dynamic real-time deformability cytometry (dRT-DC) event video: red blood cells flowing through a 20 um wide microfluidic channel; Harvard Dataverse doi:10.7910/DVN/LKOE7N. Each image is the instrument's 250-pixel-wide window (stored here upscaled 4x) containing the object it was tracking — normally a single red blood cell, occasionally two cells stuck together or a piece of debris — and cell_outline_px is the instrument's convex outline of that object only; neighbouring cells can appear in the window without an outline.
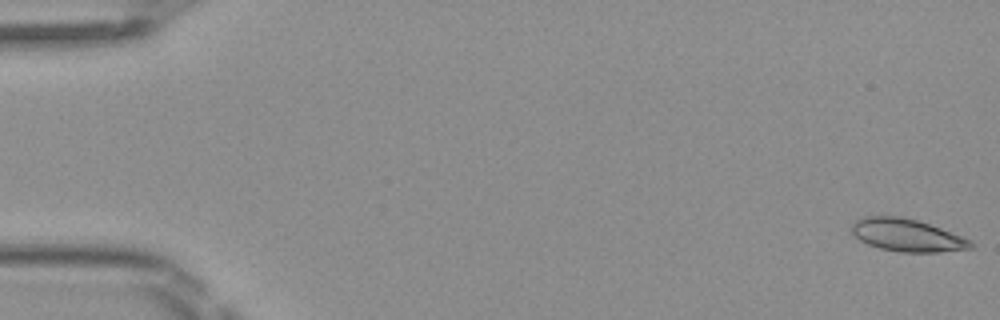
{"species": "Egyptian fruit bat (a non-hibernating species)", "species_latin": "Rousettus aegyptiacus", "temperature_condition": "room temperature", "stored_images_in_passage": 50, "camera_frame_rate_fps": 3000, "um_per_image_px": 0.085, "frame": {"image": 1, "passage_image": 1, "time_ms": 0.0, "image_size_px": [1000, 320], "cell_outline_px": [[976, 244], [972, 248], [940, 252], [900, 252], [880, 248], [868, 244], [860, 240], [852, 232], [852, 224], [856, 220], [864, 216], [900, 216], [916, 220], [940, 228], [972, 240]], "centroid_in_image_um": [77.11, 19.99], "position_along_channel_um": 7.9, "area_um2": 22.48}}
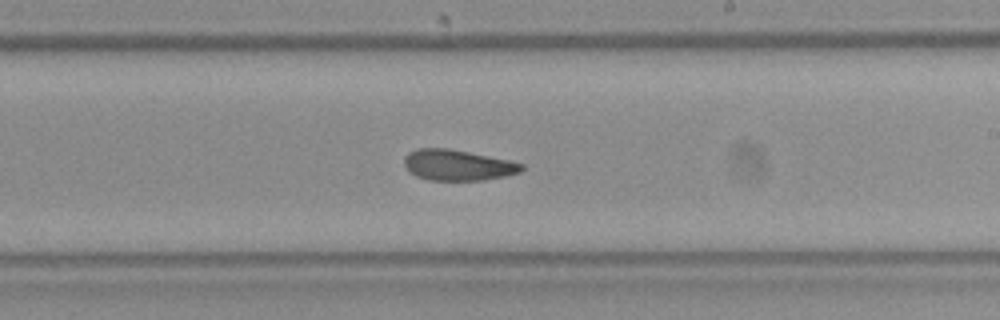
{"frame": {"image": 2, "passage_image": 30, "time_ms": 9.667, "image_size_px": [1000, 320], "cell_outline_px": [[524, 168], [520, 172], [504, 176], [484, 180], [428, 180], [416, 176], [408, 172], [404, 164], [404, 156], [408, 152], [416, 148], [448, 148], [508, 160], [524, 164]], "centroid_in_image_um": [38.85, 14.03], "position_along_channel_um": 250.1, "area_um2": 21.1}}
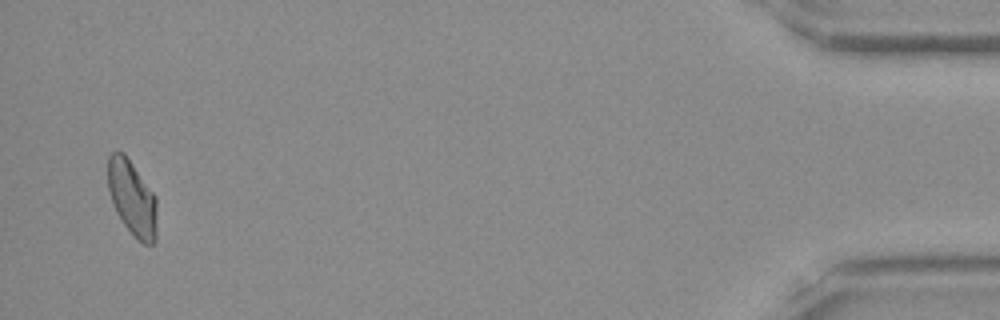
{"frame": {"image": 3, "passage_image": 49, "time_ms": 16.0, "image_size_px": [1000, 320], "cell_outline_px": [[156, 240], [152, 244], [144, 244], [124, 224], [116, 212], [112, 204], [108, 188], [108, 156], [112, 152], [124, 152], [156, 196]], "centroid_in_image_um": [11.23, 16.81], "position_along_channel_um": 424.0, "area_um2": 21.33}, "authors_computed_cell_mechanics": {"area_um2": 21.6461, "velocity_mm_per_s": 4.0514, "shape_relaxation_time_tau1_ms": null, "shape_relaxation_time_tau2_ms": 3.0019, "deformation_change_tau1": null, "deformation_change_tau2": 0.0812}}